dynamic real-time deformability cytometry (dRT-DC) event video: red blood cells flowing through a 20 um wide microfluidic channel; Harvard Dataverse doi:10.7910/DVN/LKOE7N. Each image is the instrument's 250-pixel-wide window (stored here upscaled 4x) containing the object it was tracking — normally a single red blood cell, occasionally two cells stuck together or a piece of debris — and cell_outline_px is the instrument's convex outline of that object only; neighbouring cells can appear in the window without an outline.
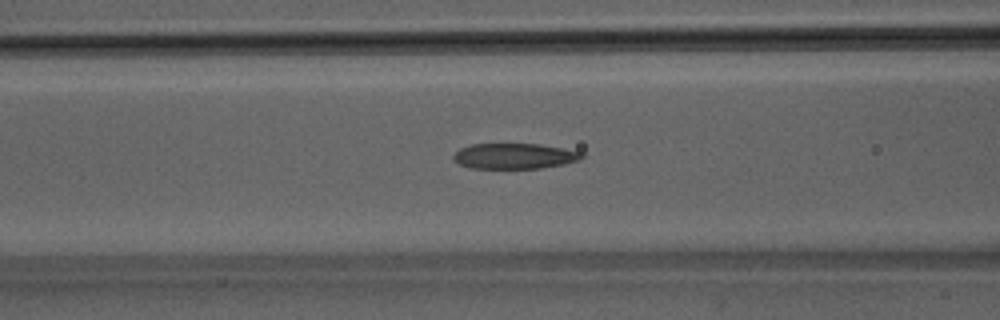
{"species": "Egyptian fruit bat (a non-hibernating species)", "species_latin": "Rousettus aegyptiacus", "temperature_condition": "room temperature", "stored_images_in_passage": 51, "camera_frame_rate_fps": 3000, "um_per_image_px": 0.085, "animal": {"sex": "male"}, "frame": {"image": 1, "passage_image": 21, "time_ms": 6.667, "image_size_px": [1000, 320], "cell_outline_px": [[584, 156], [580, 160], [564, 164], [540, 168], [468, 168], [452, 160], [452, 156], [460, 148], [472, 144], [540, 144], [564, 148], [584, 152]], "centroid_in_image_um": [43.74, 13.26], "position_along_channel_um": 122.9, "area_um2": 19.25}}
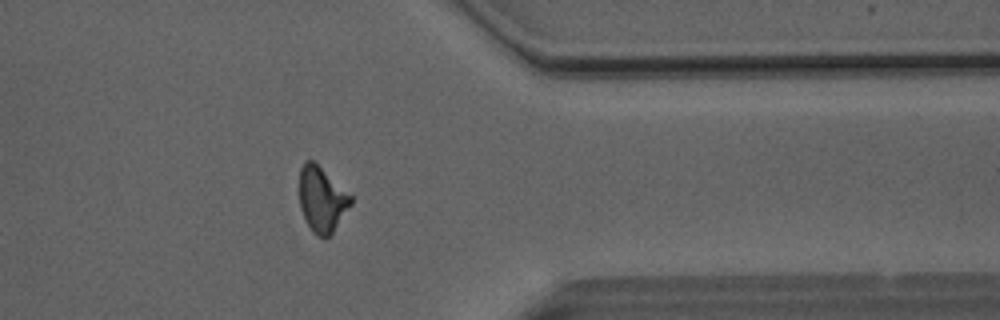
{"frame": {"image": 2, "passage_image": 41, "time_ms": 13.333, "image_size_px": [1000, 320], "cell_outline_px": [[352, 204], [332, 232], [324, 240], [316, 236], [312, 232], [304, 220], [300, 208], [300, 168], [304, 160], [312, 160], [352, 196]], "centroid_in_image_um": [27.34, 16.98], "position_along_channel_um": 384.1, "area_um2": 19.48}}
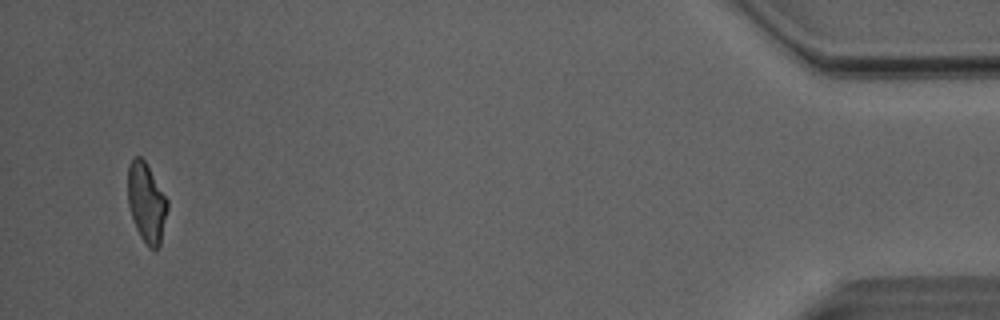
{"frame": {"image": 3, "passage_image": 49, "time_ms": 16.0, "image_size_px": [1000, 320], "cell_outline_px": [[168, 208], [160, 248], [148, 248], [140, 236], [136, 228], [128, 204], [128, 164], [136, 156], [140, 156], [144, 160], [168, 200]], "centroid_in_image_um": [12.46, 17.26], "position_along_channel_um": 422.7, "area_um2": 18.32}, "authors_computed_cell_mechanics": {"area_um2": 20.1144, "velocity_mm_per_s": 4.0988, "shape_relaxation_time_tau1_ms": null, "shape_relaxation_time_tau2_ms": 2.3879, "deformation_change_tau1": null, "deformation_change_tau2": 0.1095}}